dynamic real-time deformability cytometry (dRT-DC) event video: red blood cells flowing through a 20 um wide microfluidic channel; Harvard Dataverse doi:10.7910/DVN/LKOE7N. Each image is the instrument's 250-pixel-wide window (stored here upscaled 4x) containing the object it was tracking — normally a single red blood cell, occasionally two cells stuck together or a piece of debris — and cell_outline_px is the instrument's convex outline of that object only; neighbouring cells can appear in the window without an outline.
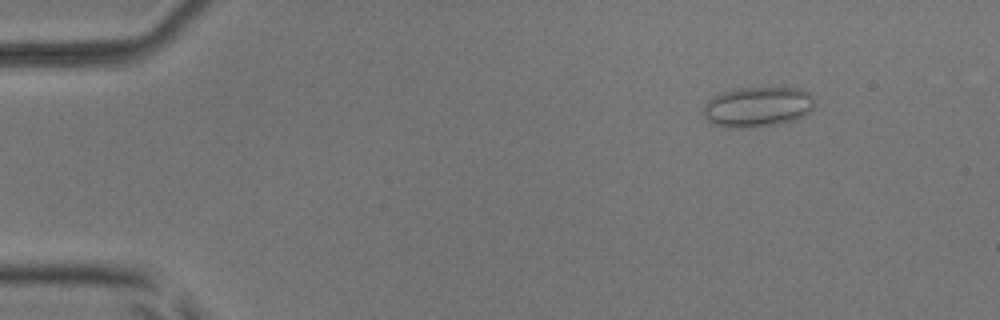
{"species": "common noctule bat (a hibernating species)", "species_latin": "Nyctalus noctula", "temperature_condition": "room temperature", "stored_images_in_passage": 5, "camera_frame_rate_fps": 3000, "um_per_image_px": 0.085, "animal": {"sex": "male", "body_mass_g": 17.9, "forearm_length_mm": 54.2}, "frame": {"image": 1, "passage_image": 1, "time_ms": 0.0, "image_size_px": [1000, 320], "cell_outline_px": [[816, 104], [804, 116], [792, 120], [776, 124], [756, 128], [736, 128], [712, 124], [704, 116], [704, 104], [712, 96], [720, 92], [736, 88], [800, 88], [808, 92], [812, 96]], "centroid_in_image_um": [64.38, 9.08], "position_along_channel_um": 20.6, "area_um2": 26.24}}
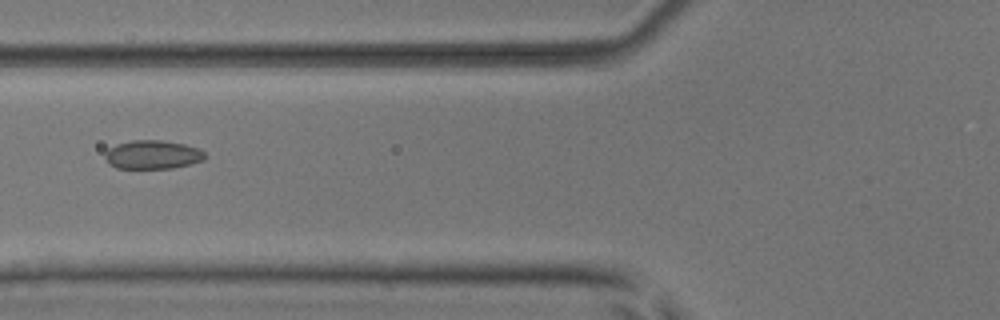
{"frame": {"image": 2, "passage_image": 5, "time_ms": 4.667, "image_size_px": [1000, 320], "cell_outline_px": [[208, 156], [204, 160], [172, 168], [116, 168], [108, 164], [104, 156], [104, 152], [108, 148], [116, 144], [132, 140], [160, 140], [184, 144], [196, 148], [204, 152]], "centroid_in_image_um": [12.93, 13.14], "position_along_channel_um": 112.9, "area_um2": 16.76}}